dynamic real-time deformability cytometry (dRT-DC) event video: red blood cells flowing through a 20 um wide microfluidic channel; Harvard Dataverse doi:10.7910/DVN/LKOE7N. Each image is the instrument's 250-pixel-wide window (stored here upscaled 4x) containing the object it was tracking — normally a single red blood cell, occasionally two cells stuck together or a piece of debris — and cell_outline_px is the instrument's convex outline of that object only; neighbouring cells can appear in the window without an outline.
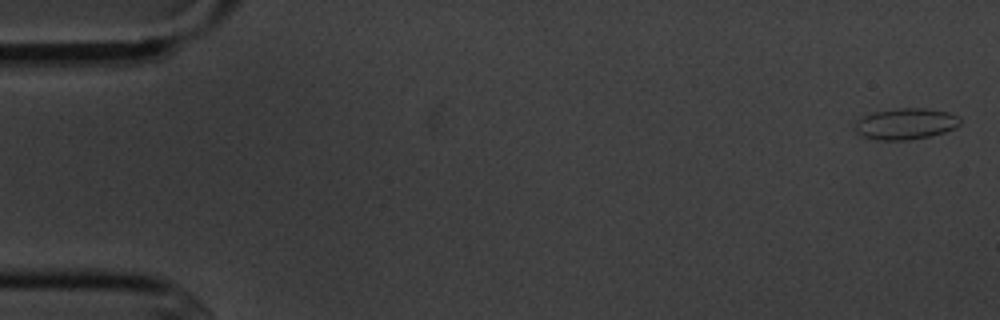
{"species": "common noctule bat (a hibernating species)", "species_latin": "Nyctalus noctula", "temperature_condition": "cold", "stored_images_in_passage": 4, "camera_frame_rate_fps": 3000, "um_per_image_px": 0.085, "animal": {"sex": "male", "body_mass_g": 20.1, "forearm_length_mm": 53.5}, "frame": {"image": 1, "passage_image": 1, "time_ms": 0.0, "image_size_px": [1000, 320], "cell_outline_px": [[960, 124], [944, 132], [928, 136], [908, 140], [876, 140], [864, 136], [856, 132], [856, 120], [864, 116], [876, 112], [900, 108], [924, 108], [948, 112], [960, 116]], "centroid_in_image_um": [76.99, 10.52], "position_along_channel_um": 8.0, "area_um2": 18.84}}
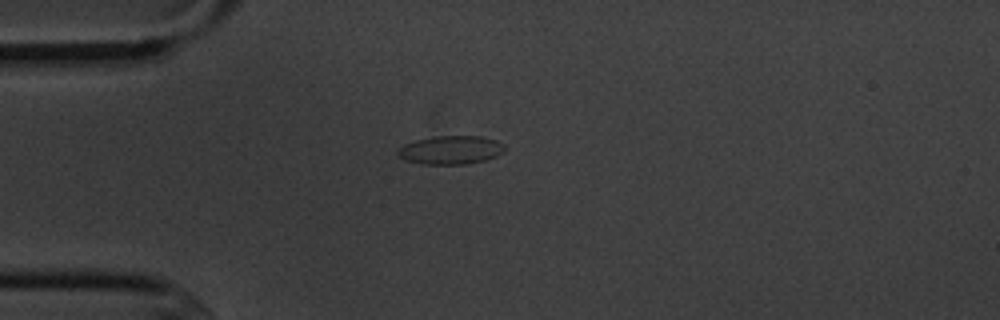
{"frame": {"image": 2, "passage_image": 4, "time_ms": 4.333, "image_size_px": [1000, 320], "cell_outline_px": [[504, 148], [496, 156], [484, 160], [464, 164], [420, 164], [408, 160], [400, 156], [396, 152], [404, 144], [416, 140], [436, 136], [480, 136], [496, 140], [504, 144]], "centroid_in_image_um": [38.3, 12.74], "position_along_channel_um": 46.7, "area_um2": 17.46}}